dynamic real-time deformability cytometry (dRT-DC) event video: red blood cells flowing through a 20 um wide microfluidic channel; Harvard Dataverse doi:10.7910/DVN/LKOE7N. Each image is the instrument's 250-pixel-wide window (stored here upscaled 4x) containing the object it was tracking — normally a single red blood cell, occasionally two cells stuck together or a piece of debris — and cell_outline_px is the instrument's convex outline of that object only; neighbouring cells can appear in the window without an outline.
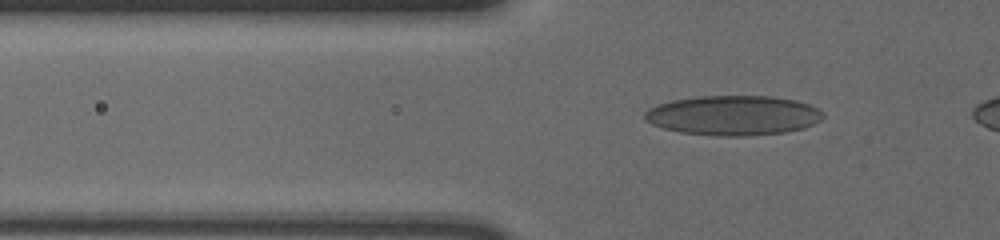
{"species": "human", "species_latin": "Homo sapiens", "temperature_condition": "cold", "stored_images_in_passage": 43, "camera_frame_rate_fps": 3000, "um_per_image_px": 0.085, "donor": {"sex": "male"}, "frame": {"image": 1, "passage_image": 9, "time_ms": 2.667, "image_size_px": [1000, 240], "cell_outline_px": [[824, 116], [820, 120], [804, 128], [784, 132], [748, 136], [716, 136], [680, 132], [664, 128], [652, 124], [644, 120], [644, 112], [648, 108], [656, 104], [672, 100], [700, 96], [772, 96], [796, 100], [808, 104], [824, 112]], "centroid_in_image_um": [62.3, 9.81], "position_along_channel_um": 63.5, "area_um2": 41.5}}
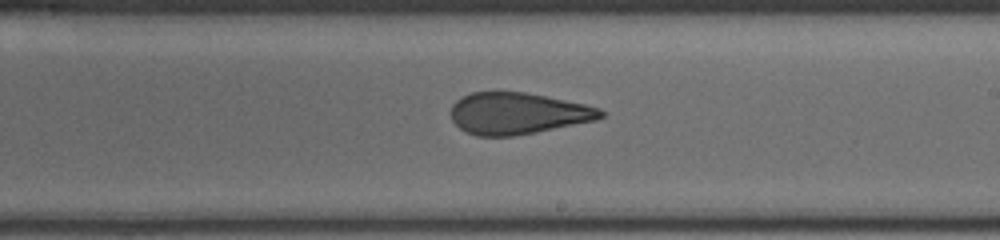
{"frame": {"image": 2, "passage_image": 25, "time_ms": 8.0, "image_size_px": [1000, 240], "cell_outline_px": [[604, 116], [596, 120], [536, 132], [512, 136], [476, 136], [464, 132], [452, 120], [452, 104], [460, 96], [472, 92], [524, 92], [584, 104], [600, 108], [604, 112]], "centroid_in_image_um": [43.97, 9.64], "position_along_channel_um": 245.0, "area_um2": 36.18}}
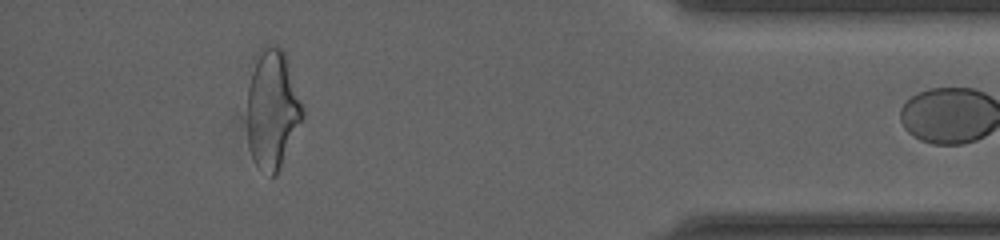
{"frame": {"image": 3, "passage_image": 42, "time_ms": 13.667, "image_size_px": [1000, 240], "cell_outline_px": [[304, 116], [280, 168], [276, 176], [272, 176], [256, 164], [252, 156], [248, 144], [248, 88], [252, 56], [264, 44], [276, 44], [284, 52], [304, 112]], "centroid_in_image_um": [23.12, 9.21], "position_along_channel_um": 412.1, "area_um2": 38.44}}